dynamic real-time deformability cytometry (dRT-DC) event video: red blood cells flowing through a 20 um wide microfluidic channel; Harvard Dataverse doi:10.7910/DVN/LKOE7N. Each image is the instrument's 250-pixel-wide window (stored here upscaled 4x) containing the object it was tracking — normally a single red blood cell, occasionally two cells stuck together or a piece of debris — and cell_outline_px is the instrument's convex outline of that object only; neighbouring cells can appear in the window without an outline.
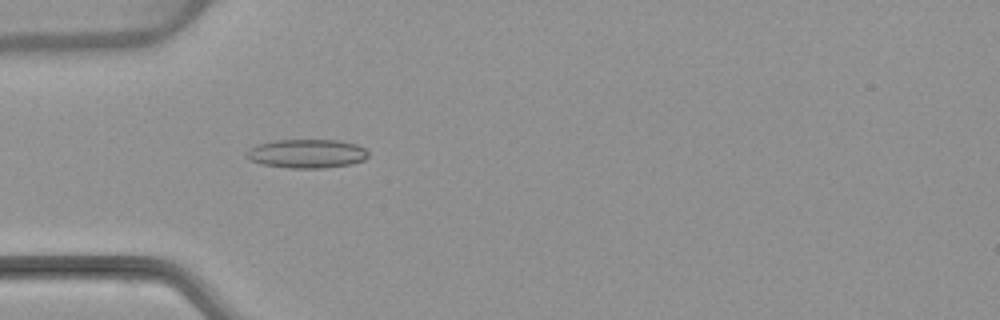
{"species": "common noctule bat (a hibernating species)", "species_latin": "Nyctalus noctula", "temperature_condition": "warm", "stored_images_in_passage": 3, "camera_frame_rate_fps": 3000, "um_per_image_px": 0.085, "animal": {"sex": "female", "body_mass_g": 22.7, "forearm_length_mm": 54.2}, "frame": {"image": 1, "passage_image": 3, "time_ms": 2.667, "image_size_px": [1000, 320], "cell_outline_px": [[368, 156], [364, 160], [352, 164], [324, 168], [288, 168], [264, 164], [252, 160], [248, 156], [248, 148], [256, 144], [276, 140], [340, 140], [356, 144], [364, 148], [368, 152]], "centroid_in_image_um": [26.12, 13.05], "position_along_channel_um": 58.9, "area_um2": 20.4}}